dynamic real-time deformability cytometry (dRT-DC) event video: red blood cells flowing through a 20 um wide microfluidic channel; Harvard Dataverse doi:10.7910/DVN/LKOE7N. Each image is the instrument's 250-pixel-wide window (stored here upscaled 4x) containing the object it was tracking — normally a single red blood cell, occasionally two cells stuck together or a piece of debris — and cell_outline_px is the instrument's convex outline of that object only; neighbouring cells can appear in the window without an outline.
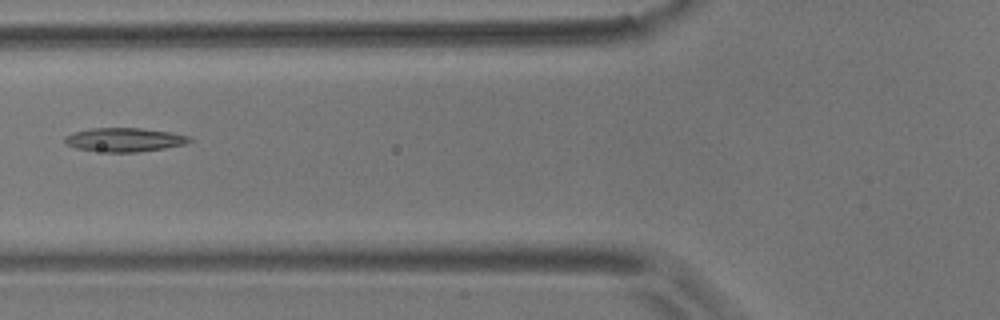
{"species": "common noctule bat (a hibernating species)", "species_latin": "Nyctalus noctula", "temperature_condition": "room temperature", "stored_images_in_passage": 4, "camera_frame_rate_fps": 3000, "um_per_image_px": 0.085, "animal": {"sex": "male", "body_mass_g": 17.9}, "frame": {"image": 1, "passage_image": 2, "time_ms": 1.333, "image_size_px": [1000, 320], "cell_outline_px": [[192, 140], [184, 144], [164, 148], [136, 152], [108, 152], [76, 148], [64, 144], [64, 136], [72, 132], [92, 128], [140, 128], [168, 132], [192, 136]], "centroid_in_image_um": [10.54, 11.87], "position_along_channel_um": 115.3, "area_um2": 17.28}}
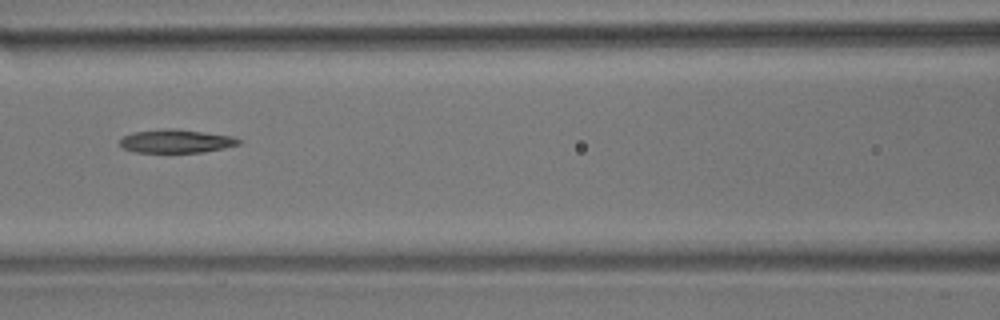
{"frame": {"image": 2, "passage_image": 3, "time_ms": 2.333, "image_size_px": [1000, 320], "cell_outline_px": [[244, 140], [240, 144], [224, 148], [204, 152], [136, 152], [124, 148], [120, 144], [120, 140], [124, 136], [132, 132], [168, 128], [176, 128], [232, 136]], "centroid_in_image_um": [15.02, 11.99], "position_along_channel_um": 151.6, "area_um2": 16.24}}
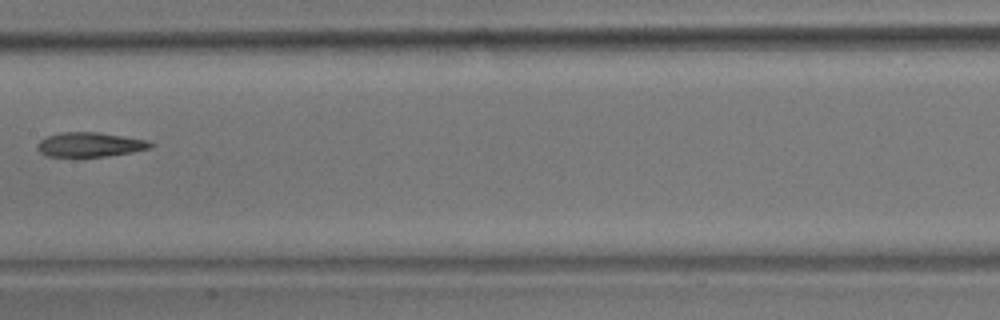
{"frame": {"image": 3, "passage_image": 4, "time_ms": 3.667, "image_size_px": [1000, 320], "cell_outline_px": [[156, 144], [152, 148], [132, 152], [108, 156], [48, 156], [40, 152], [36, 148], [36, 144], [40, 140], [48, 136], [60, 132], [100, 132], [148, 140]], "centroid_in_image_um": [7.68, 12.28], "position_along_channel_um": 199.7, "area_um2": 16.24}}